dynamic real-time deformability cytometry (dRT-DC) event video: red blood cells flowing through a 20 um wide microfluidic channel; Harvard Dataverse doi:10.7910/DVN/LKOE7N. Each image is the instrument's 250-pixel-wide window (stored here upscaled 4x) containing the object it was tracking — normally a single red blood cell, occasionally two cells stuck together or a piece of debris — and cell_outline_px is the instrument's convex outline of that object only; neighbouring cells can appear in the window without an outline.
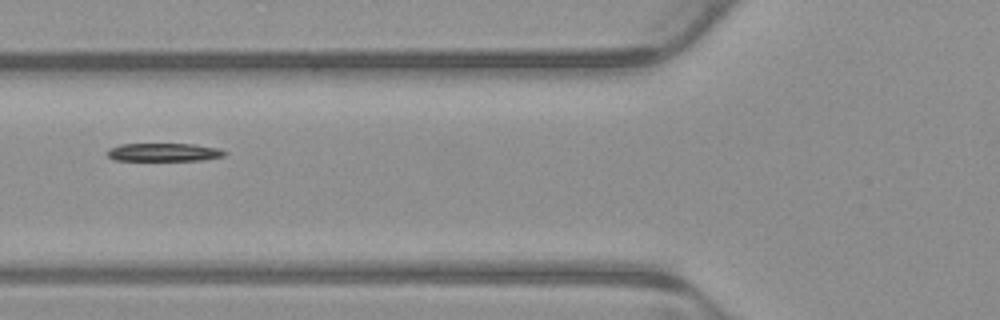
{"species": "common noctule bat (a hibernating species)", "species_latin": "Nyctalus noctula", "temperature_condition": "warm", "stored_images_in_passage": 6, "camera_frame_rate_fps": 3000, "um_per_image_px": 0.085, "animal": {"sex": "male", "body_mass_g": 23.1, "forearm_length_mm": 52.7}, "frame": {"image": 1, "passage_image": 6, "time_ms": 1.667, "image_size_px": [1000, 320], "cell_outline_px": [[228, 152], [224, 156], [204, 160], [112, 160], [104, 152], [108, 148], [120, 144], [192, 144], [220, 148]], "centroid_in_image_um": [13.91, 12.94], "position_along_channel_um": 111.9, "area_um2": 12.54}}